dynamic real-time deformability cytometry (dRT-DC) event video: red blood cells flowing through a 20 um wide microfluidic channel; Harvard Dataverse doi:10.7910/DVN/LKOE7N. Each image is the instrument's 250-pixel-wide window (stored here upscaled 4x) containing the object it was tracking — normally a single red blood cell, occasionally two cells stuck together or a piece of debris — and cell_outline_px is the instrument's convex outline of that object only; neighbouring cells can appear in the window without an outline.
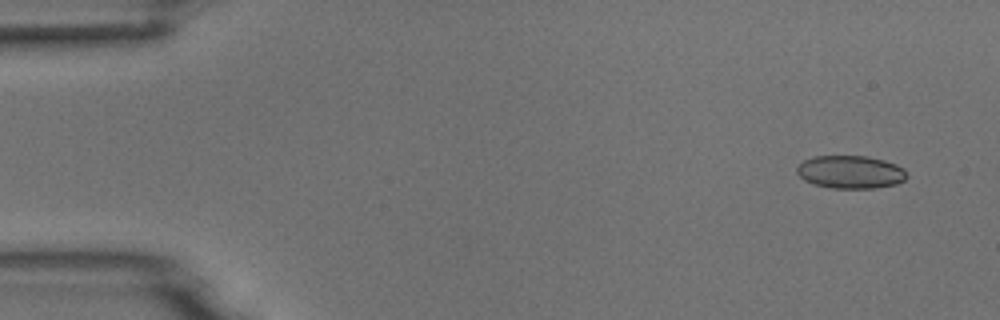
{"species": "common noctule bat (a hibernating species)", "species_latin": "Nyctalus noctula", "temperature_condition": "room temperature", "stored_images_in_passage": 6, "camera_frame_rate_fps": 3000, "um_per_image_px": 0.085, "animal": {"sex": "male", "body_mass_g": 18.8}, "frame": {"image": 1, "passage_image": 2, "time_ms": 0.333, "image_size_px": [1000, 320], "cell_outline_px": [[908, 176], [904, 180], [896, 184], [876, 188], [832, 188], [816, 184], [804, 180], [796, 172], [796, 168], [804, 160], [816, 156], [868, 156], [884, 160], [896, 164], [904, 168]], "centroid_in_image_um": [72.32, 14.62], "position_along_channel_um": 12.7, "area_um2": 21.1}}
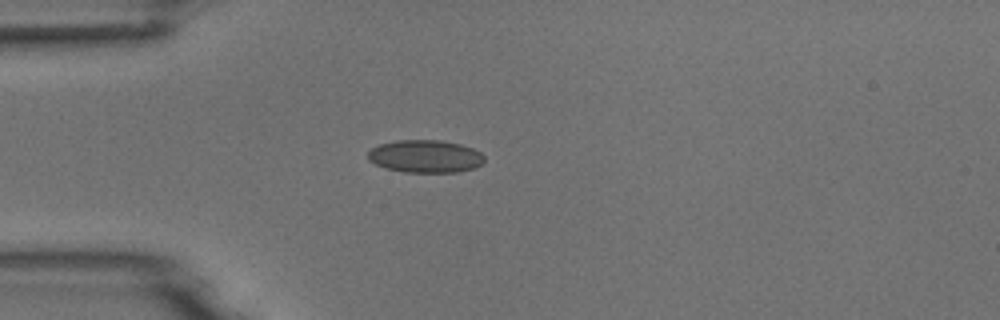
{"frame": {"image": 2, "passage_image": 5, "time_ms": 1.333, "image_size_px": [1000, 320], "cell_outline_px": [[484, 160], [480, 164], [472, 168], [456, 172], [404, 172], [384, 168], [368, 160], [368, 152], [372, 148], [380, 144], [396, 140], [440, 140], [460, 144], [472, 148], [480, 152], [484, 156]], "centroid_in_image_um": [36.12, 13.28], "position_along_channel_um": 48.9, "area_um2": 22.08}}